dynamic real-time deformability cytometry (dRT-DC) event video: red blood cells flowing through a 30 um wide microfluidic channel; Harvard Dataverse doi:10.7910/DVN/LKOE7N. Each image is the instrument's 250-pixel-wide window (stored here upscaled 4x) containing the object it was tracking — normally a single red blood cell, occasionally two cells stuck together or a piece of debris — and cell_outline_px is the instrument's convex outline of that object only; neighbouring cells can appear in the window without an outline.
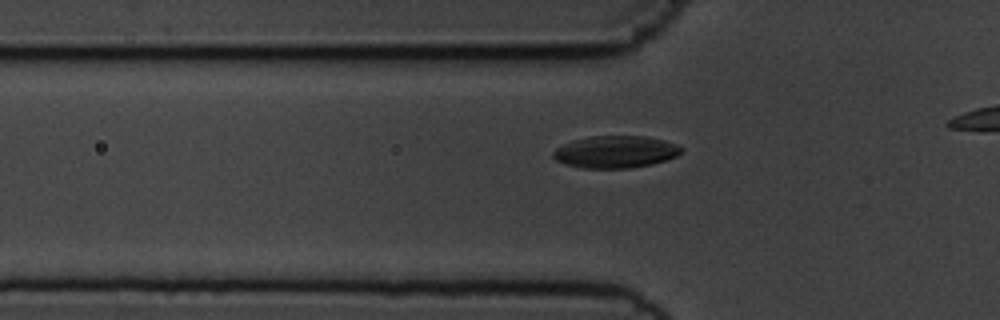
{"species": "common noctule bat (a hibernating species)", "species_latin": "Nyctalus noctula", "temperature_condition": "cold", "stored_images_in_passage": 40, "camera_frame_rate_fps": 3000, "um_per_image_px": 0.085, "animal": {"sex": "male", "body_mass_g": 19.5, "forearm_length_mm": 54.6}, "frame": {"image": 1, "passage_image": 11, "time_ms": 3.333, "image_size_px": [1000, 320], "cell_outline_px": [[684, 148], [676, 156], [652, 164], [632, 168], [580, 168], [564, 164], [556, 160], [552, 156], [552, 152], [556, 148], [572, 140], [588, 136], [648, 136], [664, 140], [676, 144]], "centroid_in_image_um": [52.29, 12.9], "position_along_channel_um": 73.5, "area_um2": 24.16}}
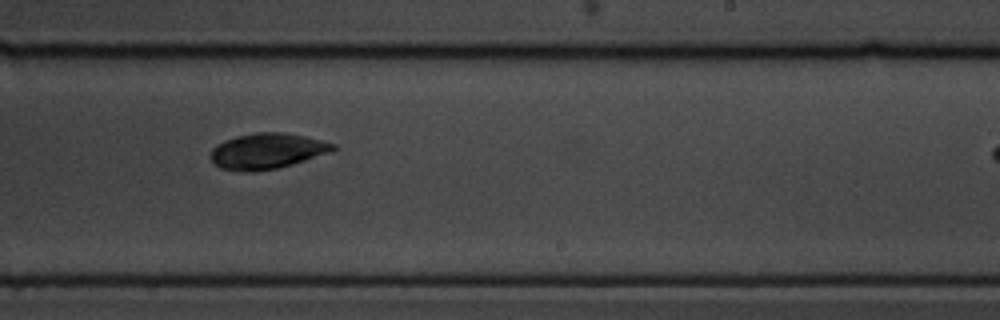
{"frame": {"image": 2, "passage_image": 27, "time_ms": 8.667, "image_size_px": [1000, 320], "cell_outline_px": [[340, 148], [332, 152], [292, 164], [276, 168], [256, 172], [244, 172], [220, 168], [208, 156], [212, 148], [216, 144], [224, 140], [236, 136], [256, 132], [280, 132], [304, 136], [336, 144]], "centroid_in_image_um": [22.69, 12.84], "position_along_channel_um": 266.3, "area_um2": 25.66}}
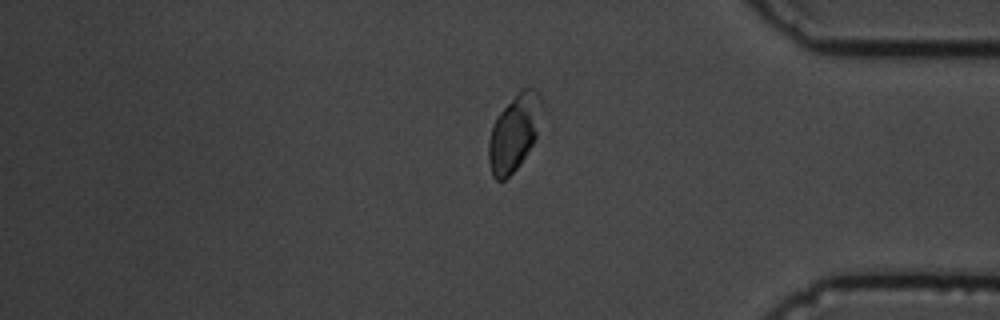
{"frame": {"image": 3, "passage_image": 39, "time_ms": 12.667, "image_size_px": [1000, 320], "cell_outline_px": [[540, 104], [536, 136], [532, 144], [520, 164], [504, 180], [496, 180], [492, 176], [488, 160], [488, 144], [492, 124], [496, 116], [520, 88], [536, 88], [540, 92]], "centroid_in_image_um": [43.65, 11.27], "position_along_channel_um": 391.6, "area_um2": 23.35}}